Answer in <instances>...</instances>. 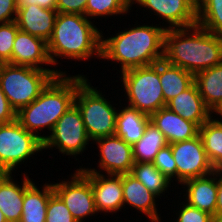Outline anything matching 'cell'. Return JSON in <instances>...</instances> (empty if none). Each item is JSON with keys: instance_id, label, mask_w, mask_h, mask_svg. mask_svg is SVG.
Segmentation results:
<instances>
[{"instance_id": "9", "label": "cell", "mask_w": 222, "mask_h": 222, "mask_svg": "<svg viewBox=\"0 0 222 222\" xmlns=\"http://www.w3.org/2000/svg\"><path fill=\"white\" fill-rule=\"evenodd\" d=\"M91 142V143H90ZM92 144L78 107L73 104L57 121L53 131L43 141V150H56L63 156H72L79 162V155ZM56 148V149H55Z\"/></svg>"}, {"instance_id": "10", "label": "cell", "mask_w": 222, "mask_h": 222, "mask_svg": "<svg viewBox=\"0 0 222 222\" xmlns=\"http://www.w3.org/2000/svg\"><path fill=\"white\" fill-rule=\"evenodd\" d=\"M69 176L56 183L53 181L54 192L62 199L77 222H85L91 216H98L90 179L78 168Z\"/></svg>"}, {"instance_id": "32", "label": "cell", "mask_w": 222, "mask_h": 222, "mask_svg": "<svg viewBox=\"0 0 222 222\" xmlns=\"http://www.w3.org/2000/svg\"><path fill=\"white\" fill-rule=\"evenodd\" d=\"M152 163L161 173H163L169 180L173 182L172 183L173 186L176 185L177 166L175 159L173 158L172 155L170 144L166 145L165 147L159 150Z\"/></svg>"}, {"instance_id": "8", "label": "cell", "mask_w": 222, "mask_h": 222, "mask_svg": "<svg viewBox=\"0 0 222 222\" xmlns=\"http://www.w3.org/2000/svg\"><path fill=\"white\" fill-rule=\"evenodd\" d=\"M43 141L27 131L17 119L0 124V173H13L31 157L42 153ZM34 155V156H33ZM19 166V167H18ZM15 170V171H14Z\"/></svg>"}, {"instance_id": "36", "label": "cell", "mask_w": 222, "mask_h": 222, "mask_svg": "<svg viewBox=\"0 0 222 222\" xmlns=\"http://www.w3.org/2000/svg\"><path fill=\"white\" fill-rule=\"evenodd\" d=\"M17 10L15 0H0V23L15 21Z\"/></svg>"}, {"instance_id": "20", "label": "cell", "mask_w": 222, "mask_h": 222, "mask_svg": "<svg viewBox=\"0 0 222 222\" xmlns=\"http://www.w3.org/2000/svg\"><path fill=\"white\" fill-rule=\"evenodd\" d=\"M149 117L150 122L163 133L168 144L189 140L199 134V127L195 123L185 120L166 106Z\"/></svg>"}, {"instance_id": "14", "label": "cell", "mask_w": 222, "mask_h": 222, "mask_svg": "<svg viewBox=\"0 0 222 222\" xmlns=\"http://www.w3.org/2000/svg\"><path fill=\"white\" fill-rule=\"evenodd\" d=\"M91 181L96 211L112 214L124 209L122 174L83 172Z\"/></svg>"}, {"instance_id": "12", "label": "cell", "mask_w": 222, "mask_h": 222, "mask_svg": "<svg viewBox=\"0 0 222 222\" xmlns=\"http://www.w3.org/2000/svg\"><path fill=\"white\" fill-rule=\"evenodd\" d=\"M177 166V185L184 181L206 176L215 169L210 164L199 134L189 140L170 144Z\"/></svg>"}, {"instance_id": "27", "label": "cell", "mask_w": 222, "mask_h": 222, "mask_svg": "<svg viewBox=\"0 0 222 222\" xmlns=\"http://www.w3.org/2000/svg\"><path fill=\"white\" fill-rule=\"evenodd\" d=\"M168 145L163 133L150 121L143 136L132 145L135 163H152L159 150Z\"/></svg>"}, {"instance_id": "31", "label": "cell", "mask_w": 222, "mask_h": 222, "mask_svg": "<svg viewBox=\"0 0 222 222\" xmlns=\"http://www.w3.org/2000/svg\"><path fill=\"white\" fill-rule=\"evenodd\" d=\"M18 30L15 21L0 23V63L11 64L13 43Z\"/></svg>"}, {"instance_id": "17", "label": "cell", "mask_w": 222, "mask_h": 222, "mask_svg": "<svg viewBox=\"0 0 222 222\" xmlns=\"http://www.w3.org/2000/svg\"><path fill=\"white\" fill-rule=\"evenodd\" d=\"M122 190H123V201H124V209L128 207L131 210H135L137 212H141L146 215L150 222H161V214H159V210L157 209L156 203L159 198L153 192L149 191L139 180H137L130 173L122 174ZM128 207H125V206Z\"/></svg>"}, {"instance_id": "30", "label": "cell", "mask_w": 222, "mask_h": 222, "mask_svg": "<svg viewBox=\"0 0 222 222\" xmlns=\"http://www.w3.org/2000/svg\"><path fill=\"white\" fill-rule=\"evenodd\" d=\"M197 24L222 35V0H197Z\"/></svg>"}, {"instance_id": "18", "label": "cell", "mask_w": 222, "mask_h": 222, "mask_svg": "<svg viewBox=\"0 0 222 222\" xmlns=\"http://www.w3.org/2000/svg\"><path fill=\"white\" fill-rule=\"evenodd\" d=\"M21 174L24 176L23 180L21 178V182H18L14 178L16 175L0 173V210L4 214L7 222L20 221L24 190L34 180L29 178V174H26L25 171Z\"/></svg>"}, {"instance_id": "13", "label": "cell", "mask_w": 222, "mask_h": 222, "mask_svg": "<svg viewBox=\"0 0 222 222\" xmlns=\"http://www.w3.org/2000/svg\"><path fill=\"white\" fill-rule=\"evenodd\" d=\"M132 7H143L150 16L162 20L165 29L186 28L197 24V0H131ZM166 22V23H165ZM164 24V25H163ZM168 24V25H167Z\"/></svg>"}, {"instance_id": "5", "label": "cell", "mask_w": 222, "mask_h": 222, "mask_svg": "<svg viewBox=\"0 0 222 222\" xmlns=\"http://www.w3.org/2000/svg\"><path fill=\"white\" fill-rule=\"evenodd\" d=\"M59 71L0 63V85L16 113L33 102Z\"/></svg>"}, {"instance_id": "38", "label": "cell", "mask_w": 222, "mask_h": 222, "mask_svg": "<svg viewBox=\"0 0 222 222\" xmlns=\"http://www.w3.org/2000/svg\"><path fill=\"white\" fill-rule=\"evenodd\" d=\"M15 4L17 9L33 4L43 8L56 10L57 0H15Z\"/></svg>"}, {"instance_id": "29", "label": "cell", "mask_w": 222, "mask_h": 222, "mask_svg": "<svg viewBox=\"0 0 222 222\" xmlns=\"http://www.w3.org/2000/svg\"><path fill=\"white\" fill-rule=\"evenodd\" d=\"M132 10L131 0H87V5L85 8V16L92 20L99 17L108 19L112 16H117L121 18L120 15L124 17L127 13Z\"/></svg>"}, {"instance_id": "42", "label": "cell", "mask_w": 222, "mask_h": 222, "mask_svg": "<svg viewBox=\"0 0 222 222\" xmlns=\"http://www.w3.org/2000/svg\"><path fill=\"white\" fill-rule=\"evenodd\" d=\"M0 222H7L5 217H4V214L2 213L1 210H0Z\"/></svg>"}, {"instance_id": "41", "label": "cell", "mask_w": 222, "mask_h": 222, "mask_svg": "<svg viewBox=\"0 0 222 222\" xmlns=\"http://www.w3.org/2000/svg\"><path fill=\"white\" fill-rule=\"evenodd\" d=\"M214 222H222V213L218 214V215L214 218Z\"/></svg>"}, {"instance_id": "1", "label": "cell", "mask_w": 222, "mask_h": 222, "mask_svg": "<svg viewBox=\"0 0 222 222\" xmlns=\"http://www.w3.org/2000/svg\"><path fill=\"white\" fill-rule=\"evenodd\" d=\"M134 24L124 30H118L110 37L102 32L101 60L119 64V73L154 65L164 56V34L166 29L159 24ZM138 24V25H137ZM160 25V26H159Z\"/></svg>"}, {"instance_id": "3", "label": "cell", "mask_w": 222, "mask_h": 222, "mask_svg": "<svg viewBox=\"0 0 222 222\" xmlns=\"http://www.w3.org/2000/svg\"><path fill=\"white\" fill-rule=\"evenodd\" d=\"M81 74L54 77L33 102L16 113L18 122L44 141L59 118L75 103L77 88L87 78V74ZM45 128L49 131L47 135Z\"/></svg>"}, {"instance_id": "19", "label": "cell", "mask_w": 222, "mask_h": 222, "mask_svg": "<svg viewBox=\"0 0 222 222\" xmlns=\"http://www.w3.org/2000/svg\"><path fill=\"white\" fill-rule=\"evenodd\" d=\"M57 15V10L32 4L17 10L15 22L19 30L47 42L51 38Z\"/></svg>"}, {"instance_id": "7", "label": "cell", "mask_w": 222, "mask_h": 222, "mask_svg": "<svg viewBox=\"0 0 222 222\" xmlns=\"http://www.w3.org/2000/svg\"><path fill=\"white\" fill-rule=\"evenodd\" d=\"M89 81L86 78L78 86L74 104L78 107L87 134L93 142L97 138L115 134L118 103L106 98L108 96Z\"/></svg>"}, {"instance_id": "2", "label": "cell", "mask_w": 222, "mask_h": 222, "mask_svg": "<svg viewBox=\"0 0 222 222\" xmlns=\"http://www.w3.org/2000/svg\"><path fill=\"white\" fill-rule=\"evenodd\" d=\"M94 23L81 14L58 13L47 49L53 67L61 74H67L57 68L61 58L75 63H85L93 57L101 59L102 30Z\"/></svg>"}, {"instance_id": "23", "label": "cell", "mask_w": 222, "mask_h": 222, "mask_svg": "<svg viewBox=\"0 0 222 222\" xmlns=\"http://www.w3.org/2000/svg\"><path fill=\"white\" fill-rule=\"evenodd\" d=\"M121 101L122 99H119L118 103L121 106L118 105L120 108L118 107L116 117L115 135L128 144L134 145L143 136L150 117L137 109L129 107L126 103H121Z\"/></svg>"}, {"instance_id": "34", "label": "cell", "mask_w": 222, "mask_h": 222, "mask_svg": "<svg viewBox=\"0 0 222 222\" xmlns=\"http://www.w3.org/2000/svg\"><path fill=\"white\" fill-rule=\"evenodd\" d=\"M178 211H174V215H176L175 222H214V217L204 211L199 210L196 207H193L186 203L184 200L181 203H178ZM182 205V206H181Z\"/></svg>"}, {"instance_id": "25", "label": "cell", "mask_w": 222, "mask_h": 222, "mask_svg": "<svg viewBox=\"0 0 222 222\" xmlns=\"http://www.w3.org/2000/svg\"><path fill=\"white\" fill-rule=\"evenodd\" d=\"M206 107L212 111L222 101V63L194 75Z\"/></svg>"}, {"instance_id": "37", "label": "cell", "mask_w": 222, "mask_h": 222, "mask_svg": "<svg viewBox=\"0 0 222 222\" xmlns=\"http://www.w3.org/2000/svg\"><path fill=\"white\" fill-rule=\"evenodd\" d=\"M16 119V111L10 106L0 85V124L9 123Z\"/></svg>"}, {"instance_id": "11", "label": "cell", "mask_w": 222, "mask_h": 222, "mask_svg": "<svg viewBox=\"0 0 222 222\" xmlns=\"http://www.w3.org/2000/svg\"><path fill=\"white\" fill-rule=\"evenodd\" d=\"M92 144L97 145L98 166L86 168L80 166L82 172L100 174H126L130 173L134 165L132 145L125 142L117 135L105 136L95 139Z\"/></svg>"}, {"instance_id": "16", "label": "cell", "mask_w": 222, "mask_h": 222, "mask_svg": "<svg viewBox=\"0 0 222 222\" xmlns=\"http://www.w3.org/2000/svg\"><path fill=\"white\" fill-rule=\"evenodd\" d=\"M177 189L180 191L179 199H184L189 205L198 208L201 211L211 214L215 218L217 192H218V170L212 173L192 178L184 181ZM185 192V193H184Z\"/></svg>"}, {"instance_id": "21", "label": "cell", "mask_w": 222, "mask_h": 222, "mask_svg": "<svg viewBox=\"0 0 222 222\" xmlns=\"http://www.w3.org/2000/svg\"><path fill=\"white\" fill-rule=\"evenodd\" d=\"M166 107L185 120L195 123L198 127L211 117V111L204 104L195 82L188 89L169 100Z\"/></svg>"}, {"instance_id": "15", "label": "cell", "mask_w": 222, "mask_h": 222, "mask_svg": "<svg viewBox=\"0 0 222 222\" xmlns=\"http://www.w3.org/2000/svg\"><path fill=\"white\" fill-rule=\"evenodd\" d=\"M11 64L30 66L45 69L47 71H58L53 68L49 58L47 42L40 37L21 30L17 31L16 38L13 43Z\"/></svg>"}, {"instance_id": "40", "label": "cell", "mask_w": 222, "mask_h": 222, "mask_svg": "<svg viewBox=\"0 0 222 222\" xmlns=\"http://www.w3.org/2000/svg\"><path fill=\"white\" fill-rule=\"evenodd\" d=\"M211 117L216 121L222 122V101L211 111Z\"/></svg>"}, {"instance_id": "28", "label": "cell", "mask_w": 222, "mask_h": 222, "mask_svg": "<svg viewBox=\"0 0 222 222\" xmlns=\"http://www.w3.org/2000/svg\"><path fill=\"white\" fill-rule=\"evenodd\" d=\"M137 180H139L149 191L161 199L165 194H169V187L172 181L169 180L150 162L134 163L130 172Z\"/></svg>"}, {"instance_id": "6", "label": "cell", "mask_w": 222, "mask_h": 222, "mask_svg": "<svg viewBox=\"0 0 222 222\" xmlns=\"http://www.w3.org/2000/svg\"><path fill=\"white\" fill-rule=\"evenodd\" d=\"M126 105L150 116L166 106L160 83V60L154 65L133 68L119 75Z\"/></svg>"}, {"instance_id": "24", "label": "cell", "mask_w": 222, "mask_h": 222, "mask_svg": "<svg viewBox=\"0 0 222 222\" xmlns=\"http://www.w3.org/2000/svg\"><path fill=\"white\" fill-rule=\"evenodd\" d=\"M160 83L165 103L188 89L194 83V74L160 60Z\"/></svg>"}, {"instance_id": "39", "label": "cell", "mask_w": 222, "mask_h": 222, "mask_svg": "<svg viewBox=\"0 0 222 222\" xmlns=\"http://www.w3.org/2000/svg\"><path fill=\"white\" fill-rule=\"evenodd\" d=\"M222 213V170H218V192L215 217Z\"/></svg>"}, {"instance_id": "33", "label": "cell", "mask_w": 222, "mask_h": 222, "mask_svg": "<svg viewBox=\"0 0 222 222\" xmlns=\"http://www.w3.org/2000/svg\"><path fill=\"white\" fill-rule=\"evenodd\" d=\"M46 222H77L55 192L48 200Z\"/></svg>"}, {"instance_id": "35", "label": "cell", "mask_w": 222, "mask_h": 222, "mask_svg": "<svg viewBox=\"0 0 222 222\" xmlns=\"http://www.w3.org/2000/svg\"><path fill=\"white\" fill-rule=\"evenodd\" d=\"M87 0H57L58 13L81 14L85 16Z\"/></svg>"}, {"instance_id": "22", "label": "cell", "mask_w": 222, "mask_h": 222, "mask_svg": "<svg viewBox=\"0 0 222 222\" xmlns=\"http://www.w3.org/2000/svg\"><path fill=\"white\" fill-rule=\"evenodd\" d=\"M50 182V183H49ZM32 181L24 190L22 215L19 222H46L47 205L54 193L51 181L38 187Z\"/></svg>"}, {"instance_id": "26", "label": "cell", "mask_w": 222, "mask_h": 222, "mask_svg": "<svg viewBox=\"0 0 222 222\" xmlns=\"http://www.w3.org/2000/svg\"><path fill=\"white\" fill-rule=\"evenodd\" d=\"M207 158L215 170H222V122L210 117L199 127Z\"/></svg>"}, {"instance_id": "4", "label": "cell", "mask_w": 222, "mask_h": 222, "mask_svg": "<svg viewBox=\"0 0 222 222\" xmlns=\"http://www.w3.org/2000/svg\"><path fill=\"white\" fill-rule=\"evenodd\" d=\"M163 59L195 75L222 63V35L213 34L198 24L166 29Z\"/></svg>"}]
</instances>
